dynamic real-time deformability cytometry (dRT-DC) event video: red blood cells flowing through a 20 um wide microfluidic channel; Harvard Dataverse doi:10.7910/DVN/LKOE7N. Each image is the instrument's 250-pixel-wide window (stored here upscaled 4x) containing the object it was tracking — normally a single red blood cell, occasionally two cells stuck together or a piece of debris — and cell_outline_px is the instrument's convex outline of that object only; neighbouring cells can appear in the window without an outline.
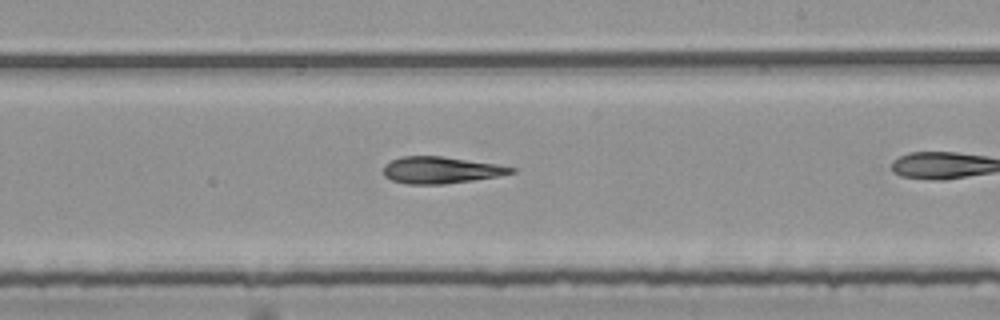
{"species": "common noctule bat (a hibernating species)", "species_latin": "Nyctalus noctula", "temperature_condition": "room temperature", "stored_images_in_passage": 18, "camera_frame_rate_fps": 3000, "um_per_image_px": 0.085, "animal": {"sex": "female", "body_mass_g": 25.1}, "frame": {"image": 1, "passage_image": 8, "time_ms": 2.333, "image_size_px": [1000, 320], "cell_outline_px": [[516, 172], [496, 176], [472, 180], [444, 184], [408, 184], [392, 180], [384, 176], [384, 164], [400, 156], [440, 156], [496, 164], [516, 168]], "centroid_in_image_um": [37.44, 14.45], "position_along_channel_um": 251.6, "area_um2": 19.71}}
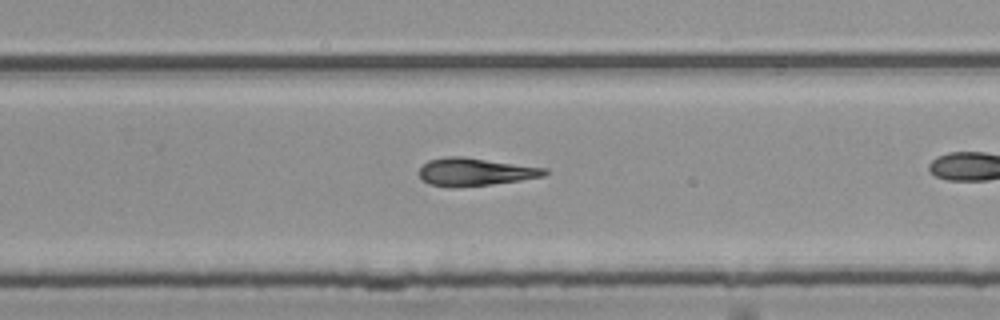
{"frame": {"image": 2, "passage_image": 11, "time_ms": 3.333, "image_size_px": [1000, 320], "cell_outline_px": [[548, 172], [544, 176], [520, 180], [492, 184], [448, 188], [428, 184], [420, 176], [420, 168], [428, 160], [444, 156], [464, 156], [548, 168]], "centroid_in_image_um": [40.38, 14.6], "position_along_channel_um": 289.4, "area_um2": 20.52}}